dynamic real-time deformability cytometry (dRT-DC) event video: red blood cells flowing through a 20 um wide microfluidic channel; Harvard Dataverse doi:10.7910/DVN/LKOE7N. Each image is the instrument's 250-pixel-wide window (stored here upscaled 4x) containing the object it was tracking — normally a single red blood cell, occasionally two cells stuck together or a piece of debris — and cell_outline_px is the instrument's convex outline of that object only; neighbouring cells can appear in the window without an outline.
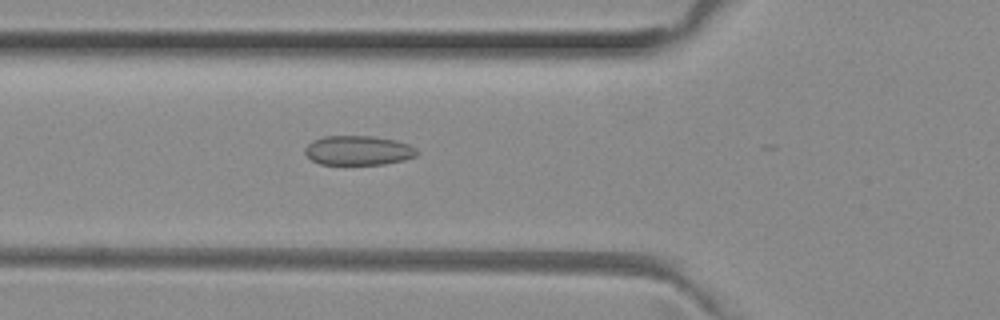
{"species": "common noctule bat (a hibernating species)", "species_latin": "Nyctalus noctula", "temperature_condition": "room temperature", "stored_images_in_passage": 44, "camera_frame_rate_fps": 3000, "um_per_image_px": 0.085, "animal": {"sex": "female", "body_mass_g": 29.2, "forearm_length_mm": 56.3}, "frame": {"image": 1, "passage_image": 15, "time_ms": 4.667, "image_size_px": [1000, 320], "cell_outline_px": [[420, 152], [416, 156], [404, 160], [384, 164], [320, 164], [312, 160], [304, 152], [304, 148], [312, 140], [324, 136], [372, 136], [396, 140], [408, 144], [416, 148]], "centroid_in_image_um": [30.46, 12.78], "position_along_channel_um": 95.3, "area_um2": 19.31}}
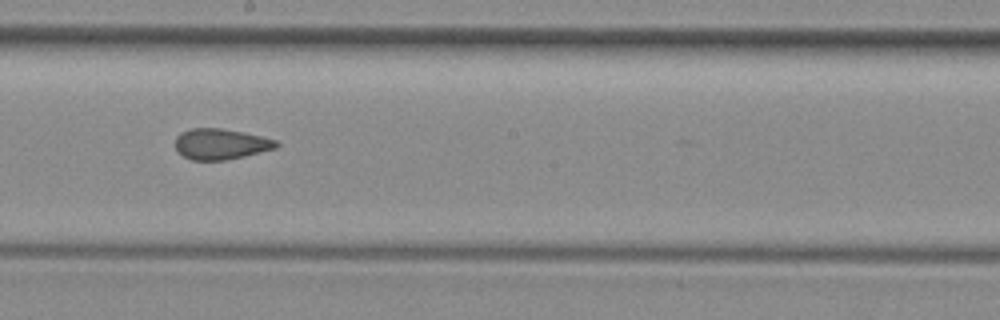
{"frame": {"image": 2, "passage_image": 25, "time_ms": 8.0, "image_size_px": [1000, 320], "cell_outline_px": [[280, 144], [276, 148], [244, 156], [224, 160], [192, 160], [184, 156], [176, 148], [176, 136], [180, 132], [192, 128], [220, 128], [244, 132], [276, 140]], "centroid_in_image_um": [18.76, 12.23], "position_along_channel_um": 229.4, "area_um2": 17.98}}
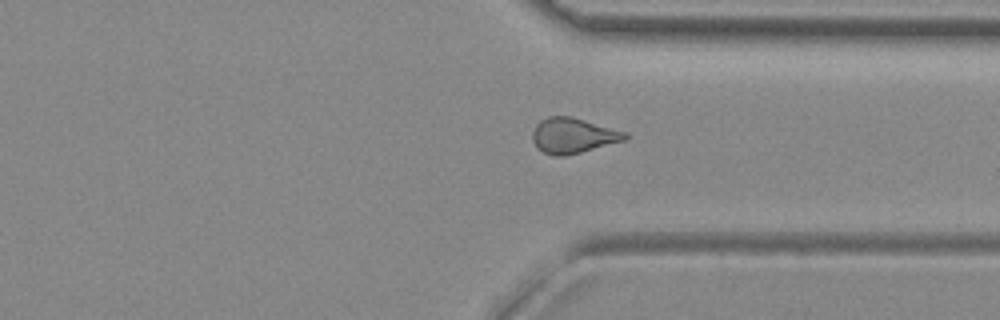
{"frame": {"image": 3, "passage_image": 35, "time_ms": 11.333, "image_size_px": [1000, 320], "cell_outline_px": [[628, 136], [624, 140], [580, 152], [564, 156], [552, 156], [536, 148], [532, 140], [532, 132], [536, 124], [540, 120], [548, 116], [572, 116], [628, 132]], "centroid_in_image_um": [48.68, 11.51], "position_along_channel_um": 362.7, "area_um2": 19.13}, "authors_computed_cell_mechanics": {"area_um2": 18.7272, "velocity_mm_per_s": 4.0087, "shape_relaxation_time_tau1_ms": null, "shape_relaxation_time_tau2_ms": 1.6303, "deformation_change_tau1": null, "deformation_change_tau2": 0.0739}}